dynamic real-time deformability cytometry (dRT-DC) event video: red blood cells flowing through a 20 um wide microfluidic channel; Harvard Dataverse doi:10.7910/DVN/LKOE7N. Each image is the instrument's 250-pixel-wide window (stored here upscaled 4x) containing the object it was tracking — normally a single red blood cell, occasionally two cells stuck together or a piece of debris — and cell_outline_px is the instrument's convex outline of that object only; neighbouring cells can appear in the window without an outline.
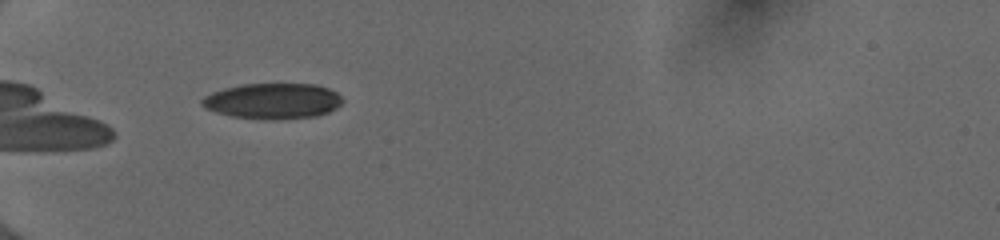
{"species": "human", "species_latin": "Homo sapiens", "temperature_condition": "cold", "stored_images_in_passage": 37, "camera_frame_rate_fps": 3000, "um_per_image_px": 0.085, "donor": {"sex": "female"}, "frame": {"image": 1, "passage_image": 3, "time_ms": 0.667, "image_size_px": [1000, 240], "cell_outline_px": [[344, 100], [336, 108], [328, 112], [316, 116], [272, 120], [232, 116], [216, 112], [200, 104], [200, 100], [204, 96], [212, 92], [224, 88], [240, 84], [316, 84], [328, 88], [336, 92]], "centroid_in_image_um": [23.19, 8.58], "position_along_channel_um": 61.8, "area_um2": 29.19}}
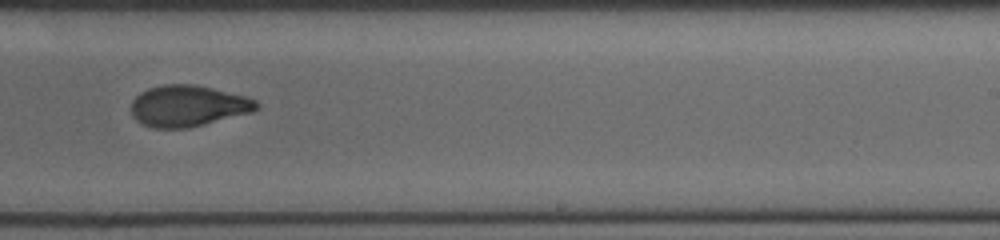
{"frame": {"image": 2, "passage_image": 20, "time_ms": 6.333, "image_size_px": [1000, 240], "cell_outline_px": [[260, 104], [252, 112], [188, 128], [152, 128], [136, 120], [132, 116], [132, 100], [140, 92], [148, 88], [164, 84], [192, 84], [212, 88], [244, 96], [256, 100]], "centroid_in_image_um": [15.95, 9.0], "position_along_channel_um": 273.0, "area_um2": 29.94}}
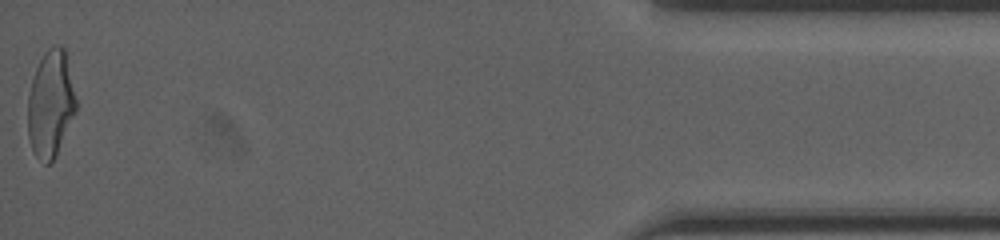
{"frame": {"image": 3, "passage_image": 37, "time_ms": 12.0, "image_size_px": [1000, 240], "cell_outline_px": [[76, 112], [56, 156], [48, 164], [44, 164], [36, 156], [32, 148], [28, 136], [28, 96], [32, 80], [36, 68], [44, 52], [52, 44], [60, 44], [64, 48], [76, 100]], "centroid_in_image_um": [4.3, 8.84], "position_along_channel_um": 430.9, "area_um2": 29.88}, "authors_computed_cell_mechanics": {"area_um2": 29.9982, "velocity_mm_per_s": 4.0127, "shape_relaxation_time_tau1_ms": 3.5231, "shape_relaxation_time_tau2_ms": 1.6239, "deformation_change_tau1": 0.1574, "deformation_change_tau2": 0.0729}}